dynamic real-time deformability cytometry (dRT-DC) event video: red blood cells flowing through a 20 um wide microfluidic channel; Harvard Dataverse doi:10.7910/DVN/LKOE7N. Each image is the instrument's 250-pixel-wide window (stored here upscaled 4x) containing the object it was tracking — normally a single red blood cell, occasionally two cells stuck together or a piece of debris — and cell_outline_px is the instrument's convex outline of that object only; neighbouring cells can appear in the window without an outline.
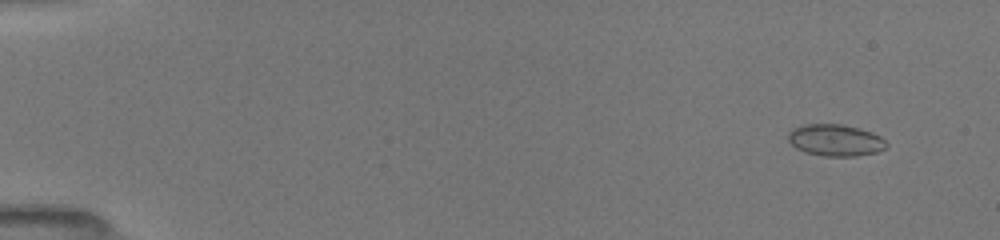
{"species": "common noctule bat (a hibernating species)", "species_latin": "Nyctalus noctula", "temperature_condition": "room temperature", "stored_images_in_passage": 28, "camera_frame_rate_fps": 3000, "um_per_image_px": 0.085, "animal": {"sex": "female", "body_mass_g": 19.5, "forearm_length_mm": 54.1}, "frame": {"image": 1, "passage_image": 5, "time_ms": 1.333, "image_size_px": [1000, 240], "cell_outline_px": [[888, 144], [884, 148], [876, 152], [852, 156], [824, 156], [804, 152], [796, 148], [788, 140], [788, 132], [792, 128], [804, 124], [840, 124], [872, 132], [880, 136]], "centroid_in_image_um": [70.96, 11.91], "position_along_channel_um": 14.0, "area_um2": 18.03}}
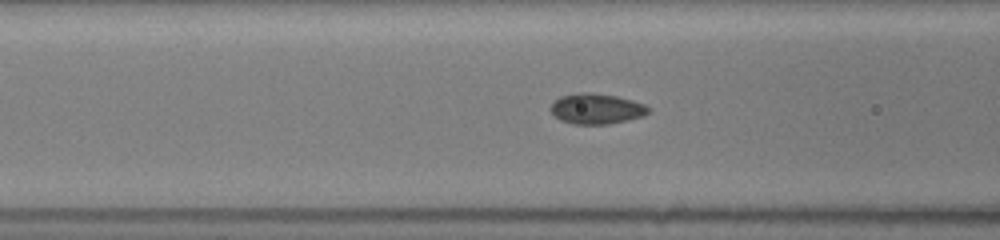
{"frame": {"image": 2, "passage_image": 18, "time_ms": 7.333, "image_size_px": [1000, 240], "cell_outline_px": [[648, 112], [644, 116], [628, 120], [608, 124], [576, 124], [560, 120], [548, 108], [560, 96], [580, 92], [588, 92], [616, 96], [632, 100], [644, 104], [648, 108]], "centroid_in_image_um": [50.69, 9.24], "position_along_channel_um": 115.9, "area_um2": 17.22}}
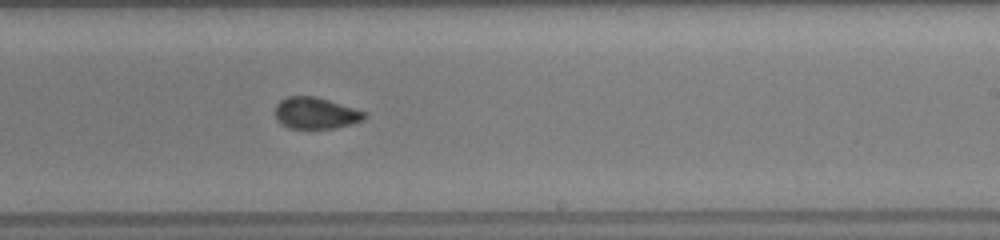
{"frame": {"image": 3, "passage_image": 28, "time_ms": 11.0, "image_size_px": [1000, 240], "cell_outline_px": [[368, 116], [364, 120], [336, 128], [288, 128], [280, 124], [276, 120], [276, 104], [280, 100], [288, 96], [316, 96], [368, 112]], "centroid_in_image_um": [26.85, 9.61], "position_along_channel_um": 262.1, "area_um2": 16.59}}